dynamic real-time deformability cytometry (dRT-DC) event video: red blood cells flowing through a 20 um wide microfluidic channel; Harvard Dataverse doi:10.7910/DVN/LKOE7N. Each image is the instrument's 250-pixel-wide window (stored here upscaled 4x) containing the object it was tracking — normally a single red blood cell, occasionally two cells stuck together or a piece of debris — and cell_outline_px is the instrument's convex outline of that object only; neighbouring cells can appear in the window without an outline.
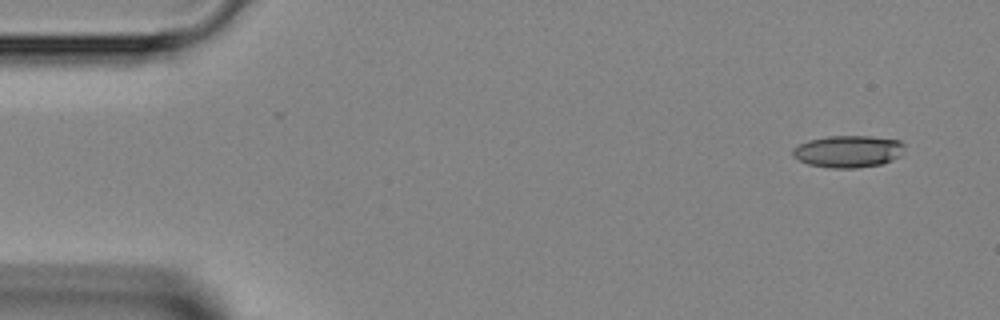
{"species": "Egyptian fruit bat (a non-hibernating species)", "species_latin": "Rousettus aegyptiacus", "temperature_condition": "room temperature", "stored_images_in_passage": 44, "segment_of_instrument_passage": [1, 2], "camera_frame_rate_fps": 3000, "um_per_image_px": 0.085, "animal": {"sex": "female"}, "frame": {"image": 1, "passage_image": 1, "time_ms": 0.0, "image_size_px": [1000, 320], "cell_outline_px": [[904, 144], [900, 156], [892, 160], [880, 164], [856, 168], [832, 168], [808, 164], [792, 156], [792, 148], [808, 140], [828, 136], [872, 136], [900, 140]], "centroid_in_image_um": [72.08, 12.86], "position_along_channel_um": 12.9, "area_um2": 20.87}}
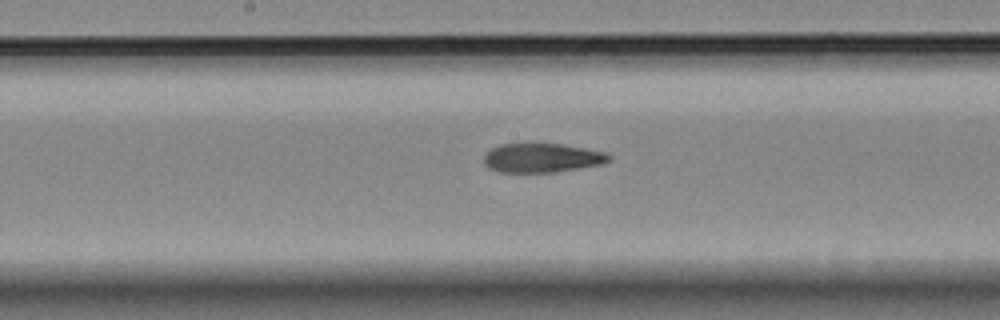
{"frame": {"image": 2, "passage_image": 21, "time_ms": 6.667, "image_size_px": [1000, 320], "cell_outline_px": [[612, 156], [604, 164], [556, 172], [500, 172], [488, 168], [484, 164], [484, 156], [492, 148], [500, 144], [560, 144], [604, 152]], "centroid_in_image_um": [46.05, 13.43], "position_along_channel_um": 202.1, "area_um2": 21.04}}
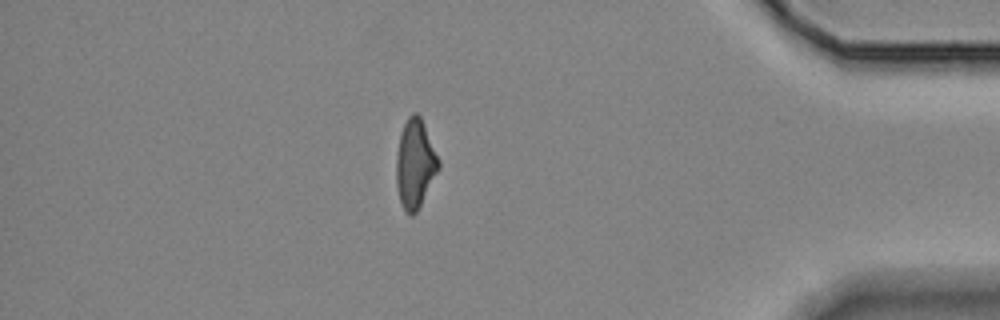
{"frame": {"image": 3, "passage_image": 37, "time_ms": 12.0, "image_size_px": [1000, 320], "cell_outline_px": [[440, 168], [416, 212], [412, 216], [408, 216], [404, 212], [400, 200], [396, 184], [396, 152], [400, 132], [408, 116], [412, 112], [416, 112], [420, 116], [440, 160]], "centroid_in_image_um": [35.27, 13.92], "position_along_channel_um": 399.9, "area_um2": 22.02}}